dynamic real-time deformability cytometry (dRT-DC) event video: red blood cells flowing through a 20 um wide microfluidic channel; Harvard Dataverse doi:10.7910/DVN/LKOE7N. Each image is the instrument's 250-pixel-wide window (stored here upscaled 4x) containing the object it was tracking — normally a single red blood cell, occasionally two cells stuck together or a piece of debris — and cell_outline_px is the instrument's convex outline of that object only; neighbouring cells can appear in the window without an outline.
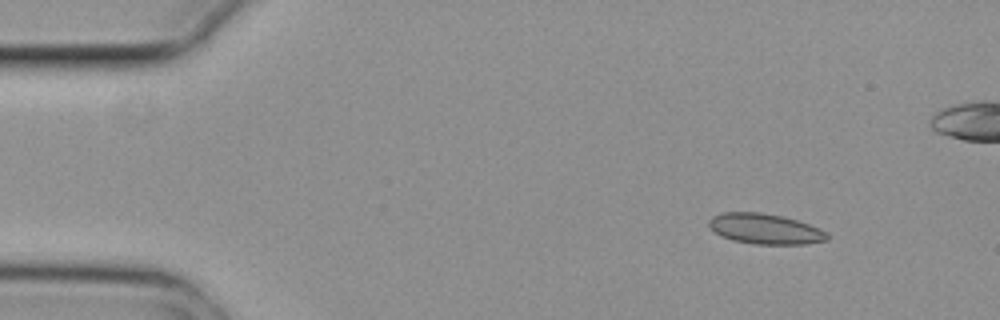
{"species": "common noctule bat (a hibernating species)", "species_latin": "Nyctalus noctula", "temperature_condition": "cold", "stored_images_in_passage": 4, "camera_frame_rate_fps": 3000, "um_per_image_px": 0.085, "animal": {"sex": "female", "body_mass_g": 29.2, "forearm_length_mm": 56.3}, "frame": {"image": 1, "passage_image": 1, "time_ms": 0.0, "image_size_px": [1000, 320], "cell_outline_px": [[828, 240], [804, 244], [756, 244], [732, 240], [720, 236], [708, 224], [708, 220], [712, 216], [724, 212], [760, 212], [784, 216], [820, 228], [828, 232]], "centroid_in_image_um": [65.04, 19.45], "position_along_channel_um": 20.0, "area_um2": 20.98}}